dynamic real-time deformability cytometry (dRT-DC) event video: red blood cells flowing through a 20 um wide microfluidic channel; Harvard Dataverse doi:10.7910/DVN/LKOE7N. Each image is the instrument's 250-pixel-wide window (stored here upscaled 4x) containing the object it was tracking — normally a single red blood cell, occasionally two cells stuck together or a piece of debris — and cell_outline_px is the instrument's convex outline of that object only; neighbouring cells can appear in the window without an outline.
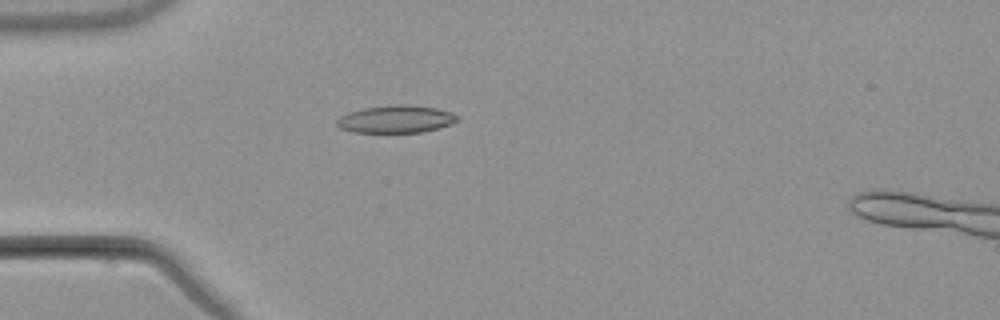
{"species": "common noctule bat (a hibernating species)", "species_latin": "Nyctalus noctula", "temperature_condition": "warm", "stored_images_in_passage": 1, "camera_frame_rate_fps": 3000, "um_per_image_px": 0.085, "animal": {"sex": "male", "body_mass_g": 21.5, "forearm_length_mm": 52.0}, "frame": {"image": 1, "passage_image": 1, "time_ms": 0.0, "image_size_px": [1000, 320], "cell_outline_px": [[460, 120], [452, 124], [440, 128], [420, 132], [352, 132], [340, 128], [336, 124], [336, 120], [340, 116], [348, 112], [364, 108], [396, 104], [408, 104], [436, 108], [452, 112], [460, 116]], "centroid_in_image_um": [33.7, 10.12], "position_along_channel_um": 51.3, "area_um2": 19.54}}